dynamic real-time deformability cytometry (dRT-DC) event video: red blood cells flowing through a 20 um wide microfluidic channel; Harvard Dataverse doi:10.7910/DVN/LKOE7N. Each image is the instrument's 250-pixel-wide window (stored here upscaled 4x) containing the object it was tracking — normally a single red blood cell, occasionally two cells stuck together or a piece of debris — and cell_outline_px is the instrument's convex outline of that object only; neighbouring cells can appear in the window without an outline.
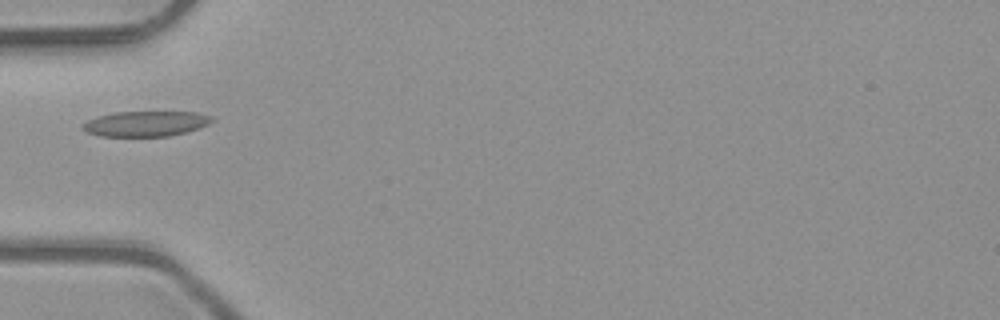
{"species": "common noctule bat (a hibernating species)", "species_latin": "Nyctalus noctula", "temperature_condition": "room temperature", "stored_images_in_passage": 1, "camera_frame_rate_fps": 3000, "um_per_image_px": 0.085, "animal": {"sex": "male", "body_mass_g": 23.1, "forearm_length_mm": 52.7}, "frame": {"image": 1, "passage_image": 1, "time_ms": 0.0, "image_size_px": [1000, 320], "cell_outline_px": [[216, 120], [200, 128], [168, 136], [100, 136], [88, 132], [80, 128], [80, 124], [96, 116], [116, 112], [200, 112], [212, 116]], "centroid_in_image_um": [12.39, 10.5], "position_along_channel_um": 72.6, "area_um2": 19.19}}